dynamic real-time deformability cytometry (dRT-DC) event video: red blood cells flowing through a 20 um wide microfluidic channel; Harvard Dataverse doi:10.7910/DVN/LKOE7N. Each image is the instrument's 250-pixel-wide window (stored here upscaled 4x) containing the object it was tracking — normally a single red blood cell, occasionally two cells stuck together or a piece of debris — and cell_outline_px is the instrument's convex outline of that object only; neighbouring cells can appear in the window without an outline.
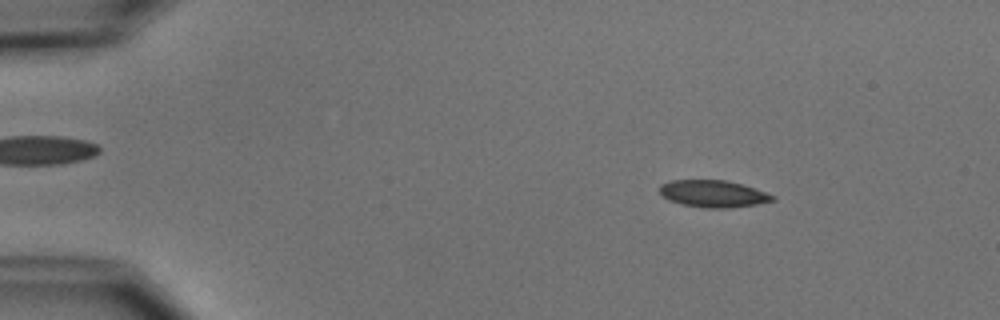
{"species": "common noctule bat (a hibernating species)", "species_latin": "Nyctalus noctula", "temperature_condition": "cold", "stored_images_in_passage": 26, "camera_frame_rate_fps": 3000, "um_per_image_px": 0.085, "animal": {"sex": "male", "body_mass_g": 15.6}, "frame": {"image": 1, "passage_image": 8, "time_ms": 2.333, "image_size_px": [1000, 320], "cell_outline_px": [[776, 200], [756, 204], [728, 208], [704, 208], [680, 204], [668, 200], [660, 192], [660, 184], [672, 180], [724, 180], [740, 184], [776, 196]], "centroid_in_image_um": [60.59, 16.48], "position_along_channel_um": 24.4, "area_um2": 17.63}}
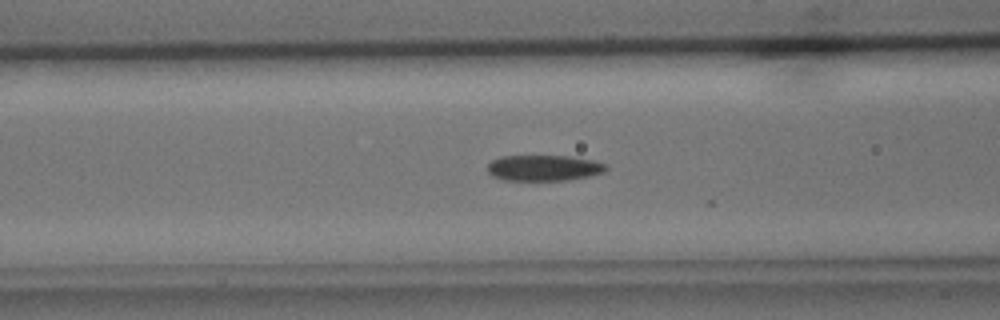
{"frame": {"image": 2, "passage_image": 22, "time_ms": 7.0, "image_size_px": [1000, 320], "cell_outline_px": [[608, 168], [604, 172], [588, 176], [568, 180], [504, 180], [492, 176], [488, 172], [488, 164], [492, 160], [504, 156], [568, 156], [592, 160], [604, 164]], "centroid_in_image_um": [46.21, 14.28], "position_along_channel_um": 120.4, "area_um2": 17.69}}
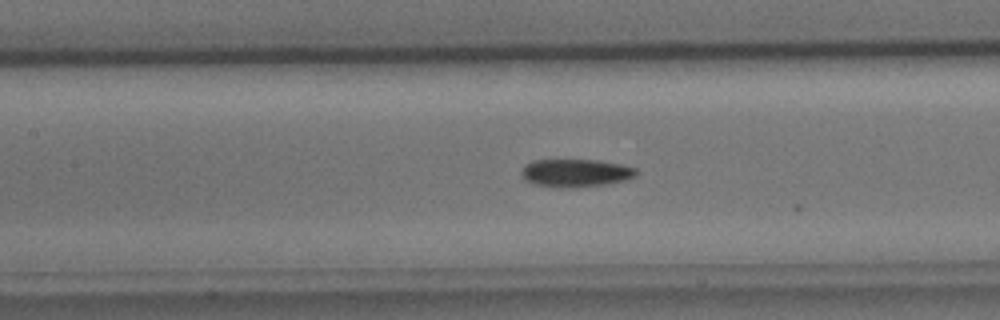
{"frame": {"image": 3, "passage_image": 25, "time_ms": 8.0, "image_size_px": [1000, 320], "cell_outline_px": [[636, 176], [624, 180], [604, 184], [576, 188], [560, 188], [536, 184], [524, 180], [520, 176], [520, 172], [524, 164], [532, 160], [596, 160], [620, 164], [636, 168]], "centroid_in_image_um": [48.86, 14.7], "position_along_channel_um": 158.5, "area_um2": 18.79}}